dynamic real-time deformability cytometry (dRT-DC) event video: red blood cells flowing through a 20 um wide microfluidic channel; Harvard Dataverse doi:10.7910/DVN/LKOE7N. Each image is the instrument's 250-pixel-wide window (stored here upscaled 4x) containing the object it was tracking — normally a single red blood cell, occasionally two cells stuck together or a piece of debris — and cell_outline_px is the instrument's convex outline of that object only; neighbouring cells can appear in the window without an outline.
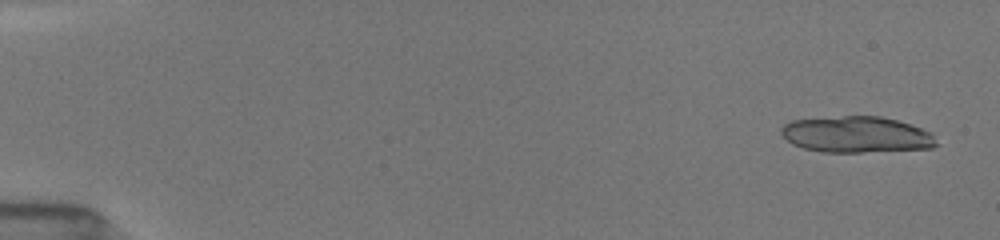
{"species": "common noctule bat (a hibernating species)", "species_latin": "Nyctalus noctula", "temperature_condition": "room temperature", "stored_images_in_passage": 16, "camera_frame_rate_fps": 3000, "um_per_image_px": 0.085, "animal": {"sex": "female", "body_mass_g": 19.5, "forearm_length_mm": 54.1}, "frame": {"image": 1, "passage_image": 1, "time_ms": 0.0, "image_size_px": [1000, 240], "cell_outline_px": [[936, 144], [932, 148], [860, 152], [824, 152], [804, 148], [792, 144], [780, 132], [780, 128], [784, 124], [792, 120], [844, 116], [880, 116], [896, 120], [932, 132]], "centroid_in_image_um": [72.77, 11.43], "position_along_channel_um": 12.2, "area_um2": 32.48}}
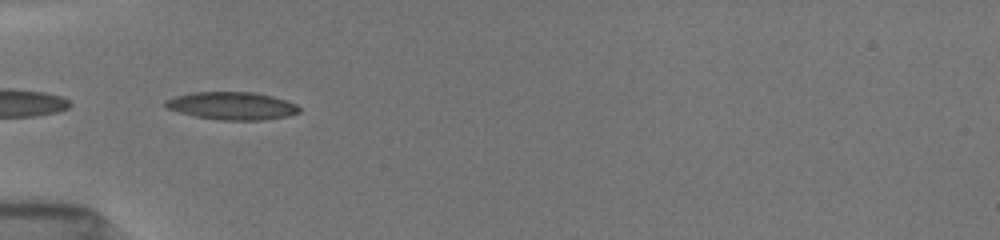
{"frame": {"image": 2, "passage_image": 11, "time_ms": 5.333, "image_size_px": [1000, 240], "cell_outline_px": [[300, 112], [288, 116], [264, 120], [216, 120], [196, 116], [164, 108], [164, 100], [176, 96], [192, 92], [256, 92], [288, 100], [296, 104], [300, 108]], "centroid_in_image_um": [19.72, 8.99], "position_along_channel_um": 65.3, "area_um2": 21.85}}